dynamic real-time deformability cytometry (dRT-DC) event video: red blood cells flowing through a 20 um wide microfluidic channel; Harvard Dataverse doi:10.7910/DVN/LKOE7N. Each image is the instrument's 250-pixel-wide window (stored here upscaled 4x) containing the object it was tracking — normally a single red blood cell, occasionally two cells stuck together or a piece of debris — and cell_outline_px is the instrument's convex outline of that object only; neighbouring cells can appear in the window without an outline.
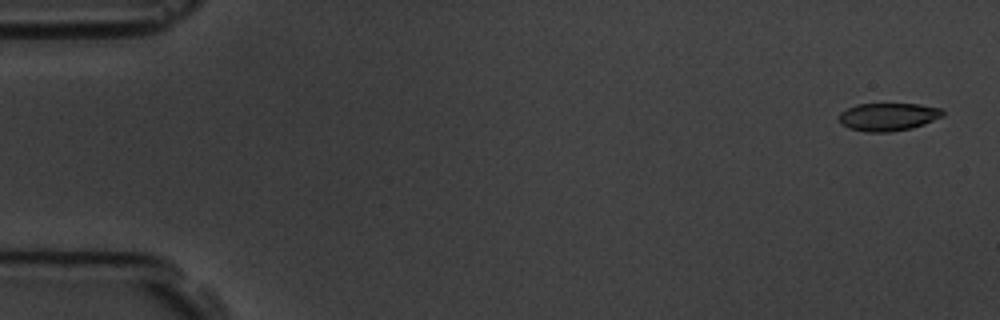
{"species": "common noctule bat (a hibernating species)", "species_latin": "Nyctalus noctula", "temperature_condition": "room temperature", "stored_images_in_passage": 5, "camera_frame_rate_fps": 3000, "um_per_image_px": 0.085, "animal": {"sex": "male", "body_mass_g": 19.5, "forearm_length_mm": 54.6}, "frame": {"image": 1, "passage_image": 1, "time_ms": 0.0, "image_size_px": [1000, 320], "cell_outline_px": [[944, 116], [924, 124], [912, 128], [888, 132], [864, 132], [848, 128], [840, 124], [840, 112], [856, 104], [920, 104], [940, 108], [944, 112]], "centroid_in_image_um": [75.49, 9.93], "position_along_channel_um": 9.5, "area_um2": 16.94}}
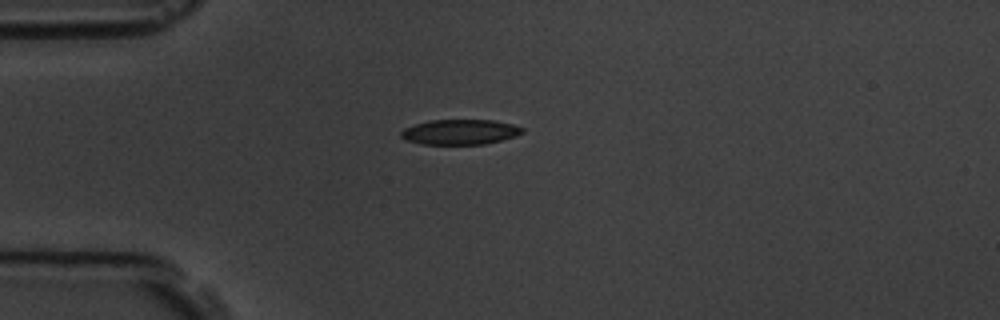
{"frame": {"image": 2, "passage_image": 5, "time_ms": 4.333, "image_size_px": [1000, 320], "cell_outline_px": [[524, 132], [516, 136], [484, 144], [420, 144], [408, 140], [400, 136], [400, 132], [404, 128], [428, 120], [496, 120], [512, 124], [524, 128]], "centroid_in_image_um": [39.11, 11.21], "position_along_channel_um": 45.9, "area_um2": 17.74}}